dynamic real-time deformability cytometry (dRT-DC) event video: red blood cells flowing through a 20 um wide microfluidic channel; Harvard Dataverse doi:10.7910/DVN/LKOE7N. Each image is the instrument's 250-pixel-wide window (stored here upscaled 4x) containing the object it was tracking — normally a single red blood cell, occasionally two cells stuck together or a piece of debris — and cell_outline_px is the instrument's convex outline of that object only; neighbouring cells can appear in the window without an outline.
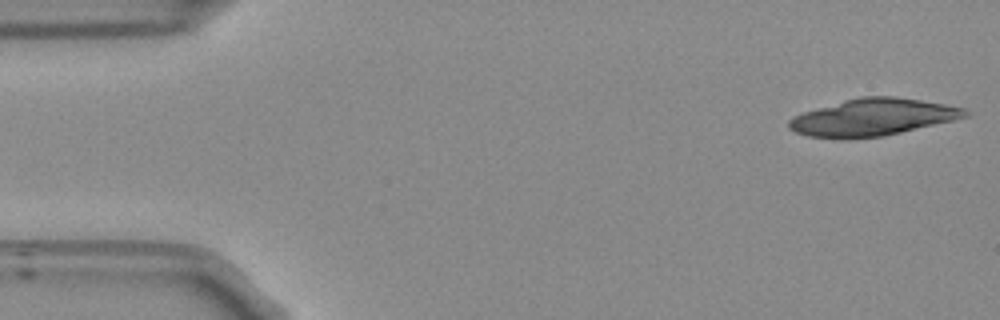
{"species": "Egyptian fruit bat (a non-hibernating species)", "species_latin": "Rousettus aegyptiacus", "temperature_condition": "room temperature", "stored_images_in_passage": 17, "camera_frame_rate_fps": 3000, "um_per_image_px": 0.085, "frame": {"image": 1, "passage_image": 1, "time_ms": 0.0, "image_size_px": [1000, 320], "cell_outline_px": [[968, 116], [952, 120], [884, 136], [808, 136], [796, 132], [788, 128], [788, 120], [804, 112], [844, 100], [860, 96], [892, 96], [920, 100], [944, 104], [964, 108], [968, 112]], "centroid_in_image_um": [74.21, 9.93], "position_along_channel_um": 10.8, "area_um2": 36.76}}